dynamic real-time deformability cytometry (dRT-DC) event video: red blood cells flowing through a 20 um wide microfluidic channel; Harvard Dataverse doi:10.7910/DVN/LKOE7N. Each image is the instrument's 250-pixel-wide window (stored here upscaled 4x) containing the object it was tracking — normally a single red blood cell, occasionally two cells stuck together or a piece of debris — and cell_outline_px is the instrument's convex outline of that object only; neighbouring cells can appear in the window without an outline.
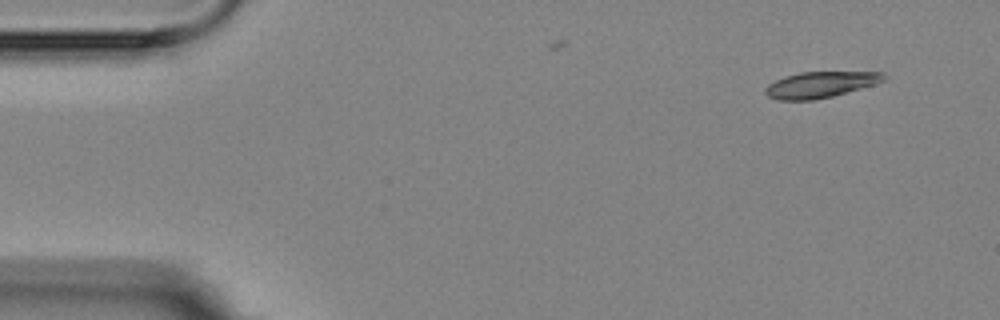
{"species": "Egyptian fruit bat (a non-hibernating species)", "species_latin": "Rousettus aegyptiacus", "temperature_condition": "room temperature", "stored_images_in_passage": 5, "camera_frame_rate_fps": 3000, "um_per_image_px": 0.085, "animal": {"sex": "female"}, "frame": {"image": 1, "passage_image": 1, "time_ms": 0.0, "image_size_px": [1000, 320], "cell_outline_px": [[888, 76], [884, 80], [860, 88], [832, 96], [812, 100], [776, 100], [768, 96], [764, 92], [764, 88], [768, 84], [784, 76], [800, 72], [884, 72]], "centroid_in_image_um": [69.68, 7.19], "position_along_channel_um": 15.3, "area_um2": 17.86}}
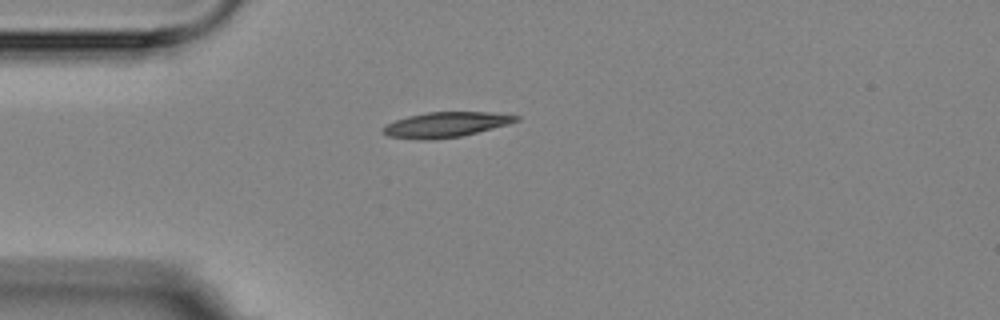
{"frame": {"image": 2, "passage_image": 4, "time_ms": 3.333, "image_size_px": [1000, 320], "cell_outline_px": [[520, 120], [508, 124], [460, 136], [428, 140], [420, 140], [388, 136], [380, 132], [380, 128], [384, 124], [408, 116], [428, 112], [492, 112], [520, 116]], "centroid_in_image_um": [37.83, 10.59], "position_along_channel_um": 47.2, "area_um2": 19.54}}